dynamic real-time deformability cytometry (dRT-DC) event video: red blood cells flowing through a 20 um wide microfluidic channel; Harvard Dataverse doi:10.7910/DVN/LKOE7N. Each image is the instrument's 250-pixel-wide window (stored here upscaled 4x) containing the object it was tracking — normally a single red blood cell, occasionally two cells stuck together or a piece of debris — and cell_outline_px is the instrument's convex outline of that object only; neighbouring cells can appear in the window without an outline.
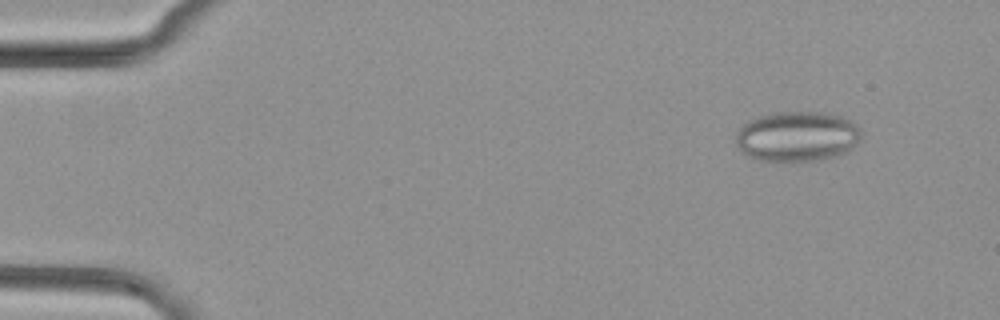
{"species": "common noctule bat (a hibernating species)", "species_latin": "Nyctalus noctula", "temperature_condition": "cold", "stored_images_in_passage": 48, "camera_frame_rate_fps": 3000, "um_per_image_px": 0.085, "animal": {"sex": "female", "body_mass_g": 29.2, "forearm_length_mm": 56.3}, "frame": {"image": 1, "passage_image": 1, "time_ms": 0.0, "image_size_px": [1000, 320], "cell_outline_px": [[860, 140], [848, 152], [836, 156], [820, 160], [760, 160], [748, 156], [736, 144], [736, 132], [748, 120], [772, 112], [820, 112], [840, 116], [856, 124], [860, 128]], "centroid_in_image_um": [67.77, 11.58], "position_along_channel_um": 17.2, "area_um2": 36.47}}
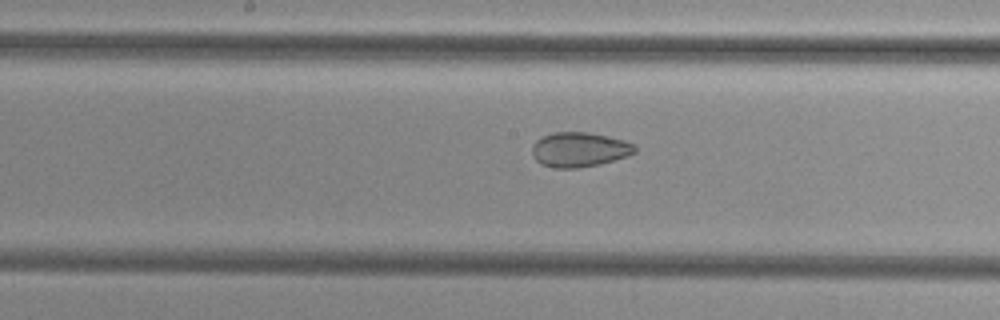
{"frame": {"image": 2, "passage_image": 23, "time_ms": 7.333, "image_size_px": [1000, 320], "cell_outline_px": [[636, 152], [628, 156], [600, 164], [580, 168], [556, 168], [540, 164], [532, 156], [532, 144], [536, 140], [552, 132], [588, 132], [608, 136], [624, 140], [636, 144]], "centroid_in_image_um": [49.25, 12.71], "position_along_channel_um": 198.9, "area_um2": 21.04}}
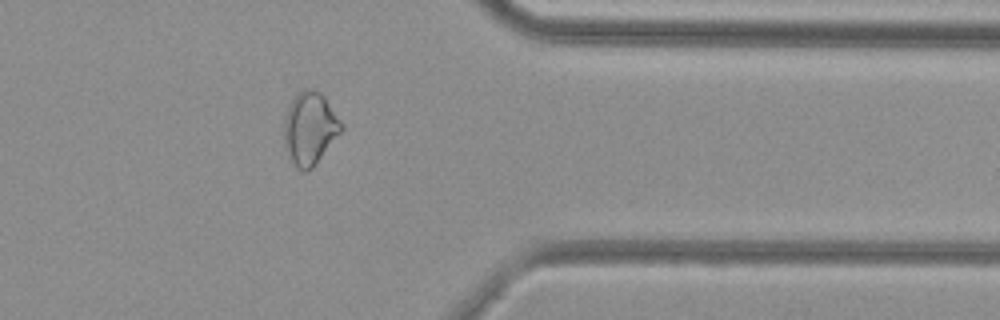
{"frame": {"image": 3, "passage_image": 38, "time_ms": 12.333, "image_size_px": [1000, 320], "cell_outline_px": [[344, 128], [312, 168], [304, 172], [296, 168], [284, 148], [284, 116], [296, 92], [304, 88], [316, 88], [324, 96], [344, 124]], "centroid_in_image_um": [26.33, 10.88], "position_along_channel_um": 385.1, "area_um2": 24.51}}